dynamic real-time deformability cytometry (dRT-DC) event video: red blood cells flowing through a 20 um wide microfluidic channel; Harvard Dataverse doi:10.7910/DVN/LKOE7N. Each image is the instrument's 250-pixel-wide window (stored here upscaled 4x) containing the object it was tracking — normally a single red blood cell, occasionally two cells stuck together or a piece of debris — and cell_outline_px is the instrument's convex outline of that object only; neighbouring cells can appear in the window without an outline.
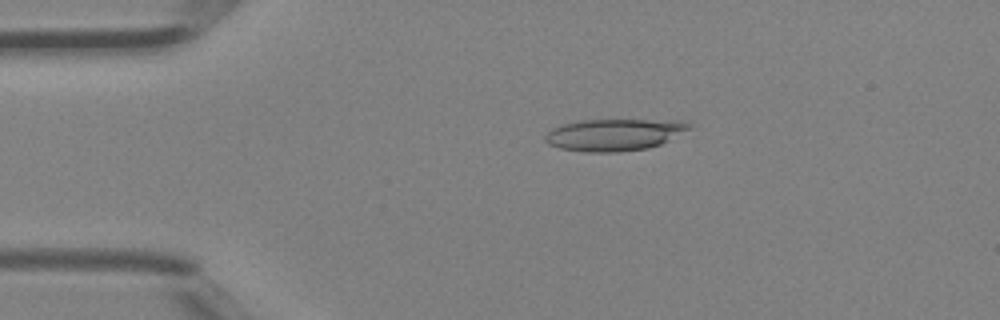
{"species": "Egyptian fruit bat (a non-hibernating species)", "species_latin": "Rousettus aegyptiacus", "temperature_condition": "room temperature", "stored_images_in_passage": 3, "camera_frame_rate_fps": 3000, "um_per_image_px": 0.085, "animal": {"sex": "female"}, "frame": {"image": 1, "passage_image": 2, "time_ms": 0.333, "image_size_px": [1000, 320], "cell_outline_px": [[692, 128], [660, 144], [648, 148], [620, 152], [584, 152], [560, 148], [548, 144], [544, 140], [544, 136], [552, 128], [564, 124], [580, 120], [680, 120], [692, 124]], "centroid_in_image_um": [52.21, 11.45], "position_along_channel_um": 32.8, "area_um2": 26.82}}